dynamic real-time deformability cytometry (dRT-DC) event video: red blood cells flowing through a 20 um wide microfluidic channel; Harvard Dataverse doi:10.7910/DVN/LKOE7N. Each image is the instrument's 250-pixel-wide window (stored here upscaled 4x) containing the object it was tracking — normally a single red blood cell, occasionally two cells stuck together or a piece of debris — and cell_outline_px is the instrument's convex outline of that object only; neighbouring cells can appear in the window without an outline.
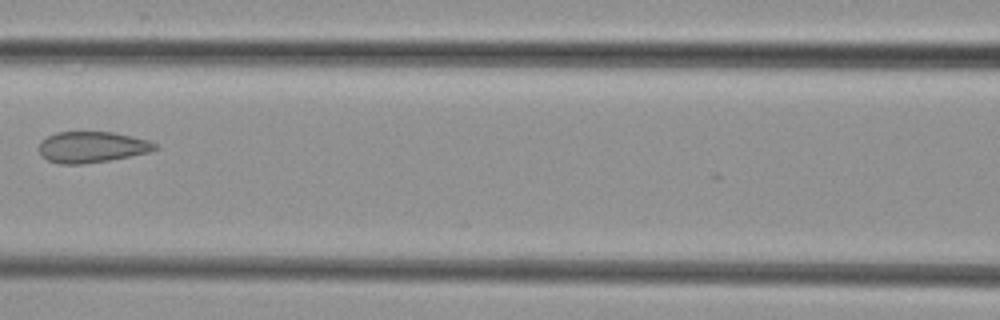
{"species": "common noctule bat (a hibernating species)", "species_latin": "Nyctalus noctula", "temperature_condition": "cold", "stored_images_in_passage": 7, "camera_frame_rate_fps": 3000, "um_per_image_px": 0.085, "animal": {"sex": "female", "body_mass_g": 29.2, "forearm_length_mm": 56.3}, "frame": {"image": 1, "passage_image": 7, "time_ms": 7.333, "image_size_px": [1000, 320], "cell_outline_px": [[160, 148], [148, 152], [108, 160], [84, 164], [60, 164], [48, 160], [40, 156], [40, 140], [56, 132], [116, 132], [148, 140], [156, 144]], "centroid_in_image_um": [7.8, 12.49], "position_along_channel_um": 158.8, "area_um2": 20.98}}